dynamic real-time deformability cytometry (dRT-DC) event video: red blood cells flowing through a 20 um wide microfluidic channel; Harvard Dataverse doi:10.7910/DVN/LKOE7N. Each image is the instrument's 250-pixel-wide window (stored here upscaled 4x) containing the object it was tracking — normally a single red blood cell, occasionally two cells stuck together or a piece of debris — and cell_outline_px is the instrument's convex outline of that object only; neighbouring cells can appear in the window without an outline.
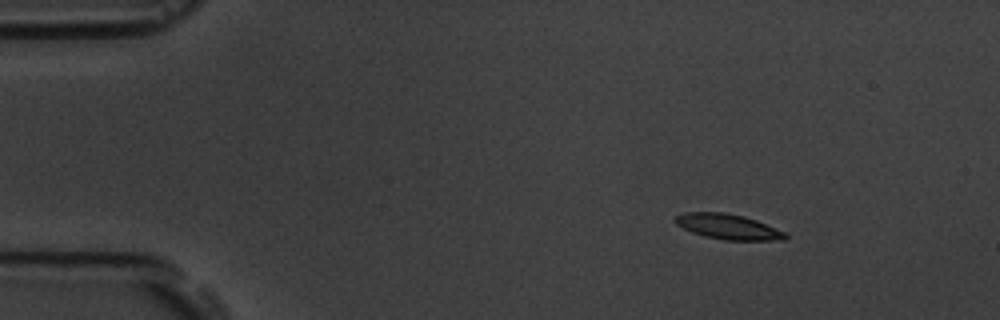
{"species": "common noctule bat (a hibernating species)", "species_latin": "Nyctalus noctula", "temperature_condition": "room temperature", "stored_images_in_passage": 5, "camera_frame_rate_fps": 3000, "um_per_image_px": 0.085, "animal": {"sex": "male", "body_mass_g": 19.5, "forearm_length_mm": 54.6}, "frame": {"image": 1, "passage_image": 2, "time_ms": 1.0, "image_size_px": [1000, 320], "cell_outline_px": [[788, 236], [784, 240], [724, 240], [704, 236], [692, 232], [676, 224], [672, 220], [676, 216], [684, 212], [724, 212], [744, 216], [756, 220], [784, 232]], "centroid_in_image_um": [61.85, 19.26], "position_along_channel_um": 23.2, "area_um2": 16.13}}
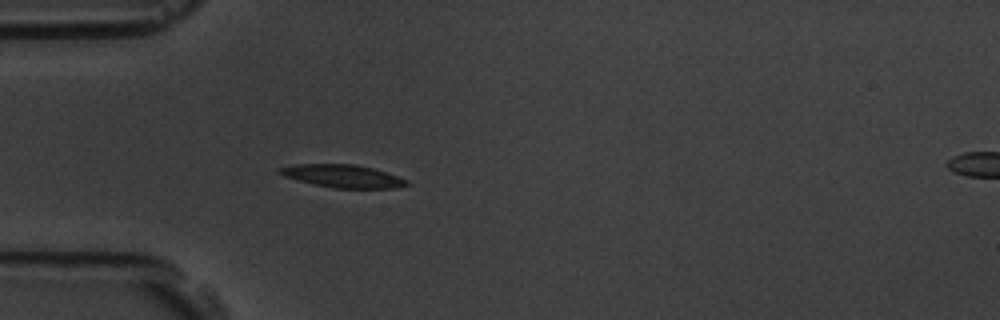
{"frame": {"image": 2, "passage_image": 4, "time_ms": 4.0, "image_size_px": [1000, 320], "cell_outline_px": [[408, 184], [392, 188], [336, 188], [316, 184], [284, 176], [276, 172], [276, 168], [292, 164], [356, 164], [372, 168], [408, 180]], "centroid_in_image_um": [29.06, 14.95], "position_along_channel_um": 55.9, "area_um2": 16.65}}